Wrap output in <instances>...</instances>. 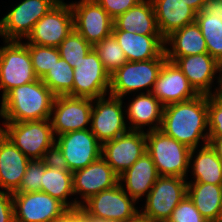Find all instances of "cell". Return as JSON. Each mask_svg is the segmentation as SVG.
Wrapping results in <instances>:
<instances>
[{"instance_id": "6da1fadb", "label": "cell", "mask_w": 222, "mask_h": 222, "mask_svg": "<svg viewBox=\"0 0 222 222\" xmlns=\"http://www.w3.org/2000/svg\"><path fill=\"white\" fill-rule=\"evenodd\" d=\"M159 130L190 149L208 144V95L164 106Z\"/></svg>"}, {"instance_id": "7a4b0ae2", "label": "cell", "mask_w": 222, "mask_h": 222, "mask_svg": "<svg viewBox=\"0 0 222 222\" xmlns=\"http://www.w3.org/2000/svg\"><path fill=\"white\" fill-rule=\"evenodd\" d=\"M55 97L41 79L14 87L1 99L2 122L50 119Z\"/></svg>"}, {"instance_id": "3957f363", "label": "cell", "mask_w": 222, "mask_h": 222, "mask_svg": "<svg viewBox=\"0 0 222 222\" xmlns=\"http://www.w3.org/2000/svg\"><path fill=\"white\" fill-rule=\"evenodd\" d=\"M1 124L0 131L30 160L53 158L55 136L50 119Z\"/></svg>"}, {"instance_id": "277c9868", "label": "cell", "mask_w": 222, "mask_h": 222, "mask_svg": "<svg viewBox=\"0 0 222 222\" xmlns=\"http://www.w3.org/2000/svg\"><path fill=\"white\" fill-rule=\"evenodd\" d=\"M146 152L160 176L188 178L191 149L161 130L146 131Z\"/></svg>"}, {"instance_id": "5b68a950", "label": "cell", "mask_w": 222, "mask_h": 222, "mask_svg": "<svg viewBox=\"0 0 222 222\" xmlns=\"http://www.w3.org/2000/svg\"><path fill=\"white\" fill-rule=\"evenodd\" d=\"M165 51L155 59L127 61L111 75L109 95L126 99L129 94L150 93L166 61Z\"/></svg>"}, {"instance_id": "8992f818", "label": "cell", "mask_w": 222, "mask_h": 222, "mask_svg": "<svg viewBox=\"0 0 222 222\" xmlns=\"http://www.w3.org/2000/svg\"><path fill=\"white\" fill-rule=\"evenodd\" d=\"M102 144L90 129L71 131L55 138L53 158L74 172L101 157Z\"/></svg>"}, {"instance_id": "52a82bcc", "label": "cell", "mask_w": 222, "mask_h": 222, "mask_svg": "<svg viewBox=\"0 0 222 222\" xmlns=\"http://www.w3.org/2000/svg\"><path fill=\"white\" fill-rule=\"evenodd\" d=\"M138 204L117 184L90 197L80 207L85 218L111 222H130L140 215Z\"/></svg>"}, {"instance_id": "ba28073f", "label": "cell", "mask_w": 222, "mask_h": 222, "mask_svg": "<svg viewBox=\"0 0 222 222\" xmlns=\"http://www.w3.org/2000/svg\"><path fill=\"white\" fill-rule=\"evenodd\" d=\"M0 46V90L3 98L14 87L38 80L25 41H6Z\"/></svg>"}, {"instance_id": "9c48e42d", "label": "cell", "mask_w": 222, "mask_h": 222, "mask_svg": "<svg viewBox=\"0 0 222 222\" xmlns=\"http://www.w3.org/2000/svg\"><path fill=\"white\" fill-rule=\"evenodd\" d=\"M188 179L160 176L140 210V216L149 222H167L173 210L187 195Z\"/></svg>"}, {"instance_id": "30bf717a", "label": "cell", "mask_w": 222, "mask_h": 222, "mask_svg": "<svg viewBox=\"0 0 222 222\" xmlns=\"http://www.w3.org/2000/svg\"><path fill=\"white\" fill-rule=\"evenodd\" d=\"M60 0H22L0 19V38L6 41H23L31 34L34 25Z\"/></svg>"}, {"instance_id": "8fae6325", "label": "cell", "mask_w": 222, "mask_h": 222, "mask_svg": "<svg viewBox=\"0 0 222 222\" xmlns=\"http://www.w3.org/2000/svg\"><path fill=\"white\" fill-rule=\"evenodd\" d=\"M123 103L109 94L93 99L90 130L101 144L129 131Z\"/></svg>"}, {"instance_id": "7c38bea8", "label": "cell", "mask_w": 222, "mask_h": 222, "mask_svg": "<svg viewBox=\"0 0 222 222\" xmlns=\"http://www.w3.org/2000/svg\"><path fill=\"white\" fill-rule=\"evenodd\" d=\"M74 30V18L70 3L60 0L36 24L24 40L27 44L58 47Z\"/></svg>"}, {"instance_id": "4fadbf2b", "label": "cell", "mask_w": 222, "mask_h": 222, "mask_svg": "<svg viewBox=\"0 0 222 222\" xmlns=\"http://www.w3.org/2000/svg\"><path fill=\"white\" fill-rule=\"evenodd\" d=\"M92 107L90 98L56 96L50 115L55 138L71 131L90 129Z\"/></svg>"}, {"instance_id": "5bb4252c", "label": "cell", "mask_w": 222, "mask_h": 222, "mask_svg": "<svg viewBox=\"0 0 222 222\" xmlns=\"http://www.w3.org/2000/svg\"><path fill=\"white\" fill-rule=\"evenodd\" d=\"M175 64L199 94L222 93V65L208 53L179 57Z\"/></svg>"}, {"instance_id": "9a60e30c", "label": "cell", "mask_w": 222, "mask_h": 222, "mask_svg": "<svg viewBox=\"0 0 222 222\" xmlns=\"http://www.w3.org/2000/svg\"><path fill=\"white\" fill-rule=\"evenodd\" d=\"M73 70V97L96 99L109 94L111 75L94 49Z\"/></svg>"}, {"instance_id": "2e32d148", "label": "cell", "mask_w": 222, "mask_h": 222, "mask_svg": "<svg viewBox=\"0 0 222 222\" xmlns=\"http://www.w3.org/2000/svg\"><path fill=\"white\" fill-rule=\"evenodd\" d=\"M74 29L92 46L112 34L114 20L95 0L70 2Z\"/></svg>"}, {"instance_id": "e0dca14e", "label": "cell", "mask_w": 222, "mask_h": 222, "mask_svg": "<svg viewBox=\"0 0 222 222\" xmlns=\"http://www.w3.org/2000/svg\"><path fill=\"white\" fill-rule=\"evenodd\" d=\"M15 222H52L69 209L42 191L12 193Z\"/></svg>"}, {"instance_id": "ac0fdd59", "label": "cell", "mask_w": 222, "mask_h": 222, "mask_svg": "<svg viewBox=\"0 0 222 222\" xmlns=\"http://www.w3.org/2000/svg\"><path fill=\"white\" fill-rule=\"evenodd\" d=\"M72 183L75 201L80 207L90 197L119 184V175L100 157L85 168L72 172Z\"/></svg>"}, {"instance_id": "d6986e66", "label": "cell", "mask_w": 222, "mask_h": 222, "mask_svg": "<svg viewBox=\"0 0 222 222\" xmlns=\"http://www.w3.org/2000/svg\"><path fill=\"white\" fill-rule=\"evenodd\" d=\"M146 152V132L129 130L102 144L101 157L120 175Z\"/></svg>"}, {"instance_id": "ffe728a7", "label": "cell", "mask_w": 222, "mask_h": 222, "mask_svg": "<svg viewBox=\"0 0 222 222\" xmlns=\"http://www.w3.org/2000/svg\"><path fill=\"white\" fill-rule=\"evenodd\" d=\"M163 106L185 102L200 95L175 62L166 60L151 92Z\"/></svg>"}, {"instance_id": "44dd1931", "label": "cell", "mask_w": 222, "mask_h": 222, "mask_svg": "<svg viewBox=\"0 0 222 222\" xmlns=\"http://www.w3.org/2000/svg\"><path fill=\"white\" fill-rule=\"evenodd\" d=\"M132 96L128 98L127 105L124 103L129 130L146 132L160 129L164 108L161 102L151 92Z\"/></svg>"}, {"instance_id": "7402d4cb", "label": "cell", "mask_w": 222, "mask_h": 222, "mask_svg": "<svg viewBox=\"0 0 222 222\" xmlns=\"http://www.w3.org/2000/svg\"><path fill=\"white\" fill-rule=\"evenodd\" d=\"M30 159L0 131V189L14 193L19 189Z\"/></svg>"}, {"instance_id": "603a6c76", "label": "cell", "mask_w": 222, "mask_h": 222, "mask_svg": "<svg viewBox=\"0 0 222 222\" xmlns=\"http://www.w3.org/2000/svg\"><path fill=\"white\" fill-rule=\"evenodd\" d=\"M160 177L151 156L145 152L130 168L119 175V184L137 203L149 194Z\"/></svg>"}, {"instance_id": "cb8c5ba5", "label": "cell", "mask_w": 222, "mask_h": 222, "mask_svg": "<svg viewBox=\"0 0 222 222\" xmlns=\"http://www.w3.org/2000/svg\"><path fill=\"white\" fill-rule=\"evenodd\" d=\"M127 61L138 62L158 58L165 51L161 35H141L124 30H112Z\"/></svg>"}, {"instance_id": "d4e9b609", "label": "cell", "mask_w": 222, "mask_h": 222, "mask_svg": "<svg viewBox=\"0 0 222 222\" xmlns=\"http://www.w3.org/2000/svg\"><path fill=\"white\" fill-rule=\"evenodd\" d=\"M164 44L166 59L172 62L179 57L208 53L205 39L196 22L172 32L164 39Z\"/></svg>"}, {"instance_id": "484cf974", "label": "cell", "mask_w": 222, "mask_h": 222, "mask_svg": "<svg viewBox=\"0 0 222 222\" xmlns=\"http://www.w3.org/2000/svg\"><path fill=\"white\" fill-rule=\"evenodd\" d=\"M160 35L165 39L172 32L196 21L197 13L183 0H151Z\"/></svg>"}, {"instance_id": "4316f807", "label": "cell", "mask_w": 222, "mask_h": 222, "mask_svg": "<svg viewBox=\"0 0 222 222\" xmlns=\"http://www.w3.org/2000/svg\"><path fill=\"white\" fill-rule=\"evenodd\" d=\"M41 183L42 192L58 199L68 208L77 207L75 198H72L74 196L72 172L54 158H50L45 162V172L42 175Z\"/></svg>"}, {"instance_id": "83f0119b", "label": "cell", "mask_w": 222, "mask_h": 222, "mask_svg": "<svg viewBox=\"0 0 222 222\" xmlns=\"http://www.w3.org/2000/svg\"><path fill=\"white\" fill-rule=\"evenodd\" d=\"M189 168L193 177L187 182L222 185V162L209 144L191 149Z\"/></svg>"}, {"instance_id": "f1b7e54d", "label": "cell", "mask_w": 222, "mask_h": 222, "mask_svg": "<svg viewBox=\"0 0 222 222\" xmlns=\"http://www.w3.org/2000/svg\"><path fill=\"white\" fill-rule=\"evenodd\" d=\"M113 30H124L141 35H160L151 0H142L114 20Z\"/></svg>"}, {"instance_id": "f546056e", "label": "cell", "mask_w": 222, "mask_h": 222, "mask_svg": "<svg viewBox=\"0 0 222 222\" xmlns=\"http://www.w3.org/2000/svg\"><path fill=\"white\" fill-rule=\"evenodd\" d=\"M187 195L208 222L222 216V185L188 182Z\"/></svg>"}, {"instance_id": "4dcf8cb0", "label": "cell", "mask_w": 222, "mask_h": 222, "mask_svg": "<svg viewBox=\"0 0 222 222\" xmlns=\"http://www.w3.org/2000/svg\"><path fill=\"white\" fill-rule=\"evenodd\" d=\"M206 42L208 54L222 65V18L213 17L203 10L196 15V21Z\"/></svg>"}, {"instance_id": "1f68e13d", "label": "cell", "mask_w": 222, "mask_h": 222, "mask_svg": "<svg viewBox=\"0 0 222 222\" xmlns=\"http://www.w3.org/2000/svg\"><path fill=\"white\" fill-rule=\"evenodd\" d=\"M55 96L73 97L74 70L62 58L41 78Z\"/></svg>"}, {"instance_id": "d6a6232c", "label": "cell", "mask_w": 222, "mask_h": 222, "mask_svg": "<svg viewBox=\"0 0 222 222\" xmlns=\"http://www.w3.org/2000/svg\"><path fill=\"white\" fill-rule=\"evenodd\" d=\"M93 49L110 75L127 62L122 48L112 34L94 44Z\"/></svg>"}, {"instance_id": "836d02e7", "label": "cell", "mask_w": 222, "mask_h": 222, "mask_svg": "<svg viewBox=\"0 0 222 222\" xmlns=\"http://www.w3.org/2000/svg\"><path fill=\"white\" fill-rule=\"evenodd\" d=\"M60 57L65 60L72 68L93 49L75 29L57 47Z\"/></svg>"}, {"instance_id": "e575fe53", "label": "cell", "mask_w": 222, "mask_h": 222, "mask_svg": "<svg viewBox=\"0 0 222 222\" xmlns=\"http://www.w3.org/2000/svg\"><path fill=\"white\" fill-rule=\"evenodd\" d=\"M27 48L31 55L33 70L38 79H41L61 58L57 47L27 44Z\"/></svg>"}, {"instance_id": "d590c367", "label": "cell", "mask_w": 222, "mask_h": 222, "mask_svg": "<svg viewBox=\"0 0 222 222\" xmlns=\"http://www.w3.org/2000/svg\"><path fill=\"white\" fill-rule=\"evenodd\" d=\"M47 160H30L19 189L14 193L42 191V175L45 172V162Z\"/></svg>"}, {"instance_id": "8d00e7d4", "label": "cell", "mask_w": 222, "mask_h": 222, "mask_svg": "<svg viewBox=\"0 0 222 222\" xmlns=\"http://www.w3.org/2000/svg\"><path fill=\"white\" fill-rule=\"evenodd\" d=\"M209 137H222V93L208 95Z\"/></svg>"}, {"instance_id": "74e56055", "label": "cell", "mask_w": 222, "mask_h": 222, "mask_svg": "<svg viewBox=\"0 0 222 222\" xmlns=\"http://www.w3.org/2000/svg\"><path fill=\"white\" fill-rule=\"evenodd\" d=\"M167 222H208L186 195L171 213Z\"/></svg>"}, {"instance_id": "f35d334b", "label": "cell", "mask_w": 222, "mask_h": 222, "mask_svg": "<svg viewBox=\"0 0 222 222\" xmlns=\"http://www.w3.org/2000/svg\"><path fill=\"white\" fill-rule=\"evenodd\" d=\"M115 20L142 0H95Z\"/></svg>"}, {"instance_id": "ab89813d", "label": "cell", "mask_w": 222, "mask_h": 222, "mask_svg": "<svg viewBox=\"0 0 222 222\" xmlns=\"http://www.w3.org/2000/svg\"><path fill=\"white\" fill-rule=\"evenodd\" d=\"M0 222H15L12 193L0 189Z\"/></svg>"}, {"instance_id": "60d3db41", "label": "cell", "mask_w": 222, "mask_h": 222, "mask_svg": "<svg viewBox=\"0 0 222 222\" xmlns=\"http://www.w3.org/2000/svg\"><path fill=\"white\" fill-rule=\"evenodd\" d=\"M52 222H85V215L81 207L69 208Z\"/></svg>"}, {"instance_id": "b9f144b4", "label": "cell", "mask_w": 222, "mask_h": 222, "mask_svg": "<svg viewBox=\"0 0 222 222\" xmlns=\"http://www.w3.org/2000/svg\"><path fill=\"white\" fill-rule=\"evenodd\" d=\"M203 11L210 16L222 18V0H206Z\"/></svg>"}, {"instance_id": "7bdbcfd3", "label": "cell", "mask_w": 222, "mask_h": 222, "mask_svg": "<svg viewBox=\"0 0 222 222\" xmlns=\"http://www.w3.org/2000/svg\"><path fill=\"white\" fill-rule=\"evenodd\" d=\"M208 144L215 151L218 158L222 162V137H209Z\"/></svg>"}, {"instance_id": "ee69618b", "label": "cell", "mask_w": 222, "mask_h": 222, "mask_svg": "<svg viewBox=\"0 0 222 222\" xmlns=\"http://www.w3.org/2000/svg\"><path fill=\"white\" fill-rule=\"evenodd\" d=\"M189 7H191L196 13L203 10L206 0H183Z\"/></svg>"}, {"instance_id": "f6af8a7d", "label": "cell", "mask_w": 222, "mask_h": 222, "mask_svg": "<svg viewBox=\"0 0 222 222\" xmlns=\"http://www.w3.org/2000/svg\"><path fill=\"white\" fill-rule=\"evenodd\" d=\"M130 222H149V221L139 215L136 219Z\"/></svg>"}, {"instance_id": "bcb514c9", "label": "cell", "mask_w": 222, "mask_h": 222, "mask_svg": "<svg viewBox=\"0 0 222 222\" xmlns=\"http://www.w3.org/2000/svg\"><path fill=\"white\" fill-rule=\"evenodd\" d=\"M85 222H111V221H102V220H96L93 218H85Z\"/></svg>"}, {"instance_id": "7dc6e473", "label": "cell", "mask_w": 222, "mask_h": 222, "mask_svg": "<svg viewBox=\"0 0 222 222\" xmlns=\"http://www.w3.org/2000/svg\"><path fill=\"white\" fill-rule=\"evenodd\" d=\"M215 222H222V216H220Z\"/></svg>"}]
</instances>
